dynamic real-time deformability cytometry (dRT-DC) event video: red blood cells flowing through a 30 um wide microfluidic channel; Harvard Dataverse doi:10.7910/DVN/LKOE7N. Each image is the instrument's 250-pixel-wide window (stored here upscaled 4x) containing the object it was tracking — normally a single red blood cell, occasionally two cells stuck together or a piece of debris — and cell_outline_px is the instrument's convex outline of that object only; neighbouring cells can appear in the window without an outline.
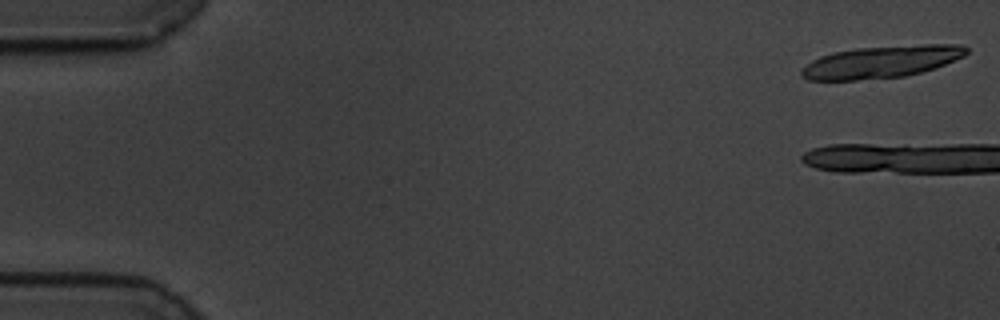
{"species": "common noctule bat (a hibernating species)", "species_latin": "Nyctalus noctula", "temperature_condition": "cold", "stored_images_in_passage": 5, "camera_frame_rate_fps": 3000, "um_per_image_px": 0.085, "animal": {"sex": "male", "body_mass_g": 19.5, "forearm_length_mm": 54.6}, "frame": {"image": 1, "passage_image": 1, "time_ms": 0.0, "image_size_px": [1000, 320], "cell_outline_px": [[968, 52], [964, 56], [944, 64], [920, 72], [904, 76], [856, 80], [808, 80], [800, 76], [800, 72], [812, 60], [820, 56], [836, 52], [856, 48], [924, 44], [964, 44], [968, 48]], "centroid_in_image_um": [74.93, 5.25], "position_along_channel_um": 10.1, "area_um2": 30.69}}